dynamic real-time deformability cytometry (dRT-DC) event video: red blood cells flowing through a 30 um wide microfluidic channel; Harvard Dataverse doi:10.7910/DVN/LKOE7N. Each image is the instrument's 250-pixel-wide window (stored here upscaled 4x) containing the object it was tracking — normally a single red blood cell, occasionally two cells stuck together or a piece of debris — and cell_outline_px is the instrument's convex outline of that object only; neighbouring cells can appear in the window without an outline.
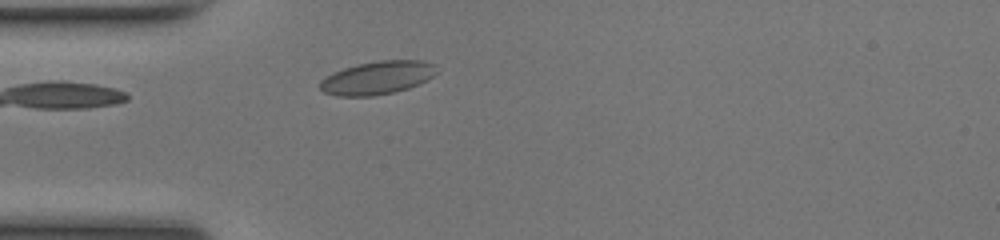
{"species": "common noctule bat (a hibernating species)", "species_latin": "Nyctalus noctula", "temperature_condition": "room temperature", "stored_images_in_passage": 37, "camera_frame_rate_fps": 3000, "um_per_image_px": 0.085, "animal": {"sex": "female", "body_mass_g": 17.0, "forearm_length_mm": 48.0}, "frame": {"image": 1, "passage_image": 1, "time_ms": 0.0, "image_size_px": [1000, 240], "cell_outline_px": [[436, 72], [432, 76], [408, 88], [392, 92], [372, 96], [336, 96], [324, 92], [320, 88], [320, 80], [344, 68], [360, 64], [380, 60], [420, 60], [436, 64]], "centroid_in_image_um": [32.07, 6.61], "position_along_channel_um": 52.9, "area_um2": 22.14}}
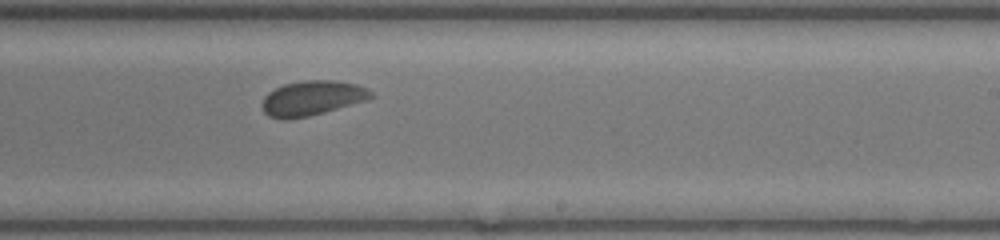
{"frame": {"image": 2, "passage_image": 17, "time_ms": 5.333, "image_size_px": [1000, 240], "cell_outline_px": [[372, 96], [368, 100], [324, 112], [308, 116], [284, 120], [268, 116], [264, 112], [264, 96], [268, 92], [284, 84], [304, 80], [332, 80], [356, 84], [372, 92]], "centroid_in_image_um": [26.52, 8.34], "position_along_channel_um": 262.5, "area_um2": 21.79}}
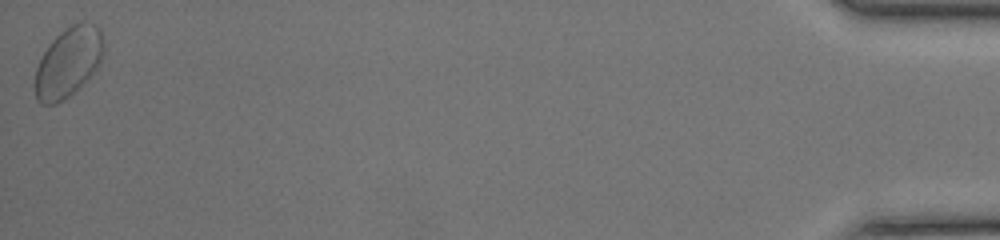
{"frame": {"image": 3, "passage_image": 37, "time_ms": 12.0, "image_size_px": [1000, 240], "cell_outline_px": [[104, 52], [96, 72], [88, 80], [68, 96], [56, 104], [40, 104], [36, 100], [32, 84], [36, 68], [48, 44], [60, 32], [72, 24], [80, 20], [84, 20], [96, 24], [100, 28], [104, 36]], "centroid_in_image_um": [5.82, 5.28], "position_along_channel_um": 429.4, "area_um2": 28.78}, "authors_computed_cell_mechanics": {"area_um2": 22.0218, "velocity_mm_per_s": 4.069, "shape_relaxation_time_tau1_ms": 6.0531, "shape_relaxation_time_tau2_ms": 0.9891, "deformation_change_tau1": 0.0784, "deformation_change_tau2": 0.0547}}